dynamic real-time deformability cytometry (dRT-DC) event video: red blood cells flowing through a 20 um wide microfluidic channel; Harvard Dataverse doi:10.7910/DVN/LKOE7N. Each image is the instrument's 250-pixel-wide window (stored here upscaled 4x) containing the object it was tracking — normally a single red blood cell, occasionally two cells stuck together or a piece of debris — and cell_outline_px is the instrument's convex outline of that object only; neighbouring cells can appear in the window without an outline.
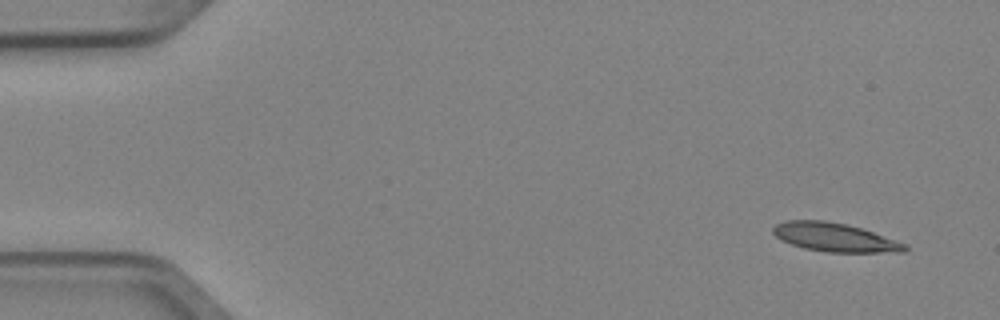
{"species": "Egyptian fruit bat (a non-hibernating species)", "species_latin": "Rousettus aegyptiacus", "temperature_condition": "cold", "stored_images_in_passage": 4, "camera_frame_rate_fps": 3000, "um_per_image_px": 0.085, "animal": {"sex": "female"}, "frame": {"image": 1, "passage_image": 1, "time_ms": 0.0, "image_size_px": [1000, 320], "cell_outline_px": [[908, 248], [904, 252], [828, 252], [804, 248], [780, 240], [772, 232], [772, 228], [776, 224], [784, 220], [824, 220], [848, 224], [908, 244]], "centroid_in_image_um": [70.93, 20.16], "position_along_channel_um": 14.1, "area_um2": 22.02}}
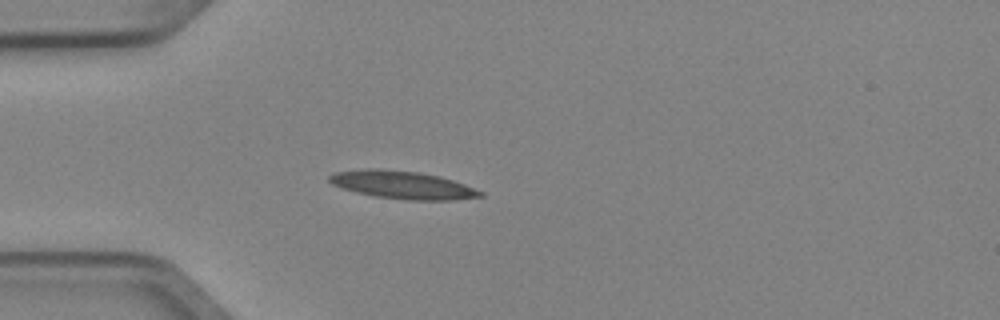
{"frame": {"image": 2, "passage_image": 4, "time_ms": 1.0, "image_size_px": [1000, 320], "cell_outline_px": [[484, 196], [452, 200], [408, 200], [376, 196], [356, 192], [332, 184], [328, 180], [328, 176], [336, 172], [372, 168], [420, 172], [440, 176], [464, 184], [484, 192]], "centroid_in_image_um": [34.24, 15.72], "position_along_channel_um": 50.8, "area_um2": 24.28}}